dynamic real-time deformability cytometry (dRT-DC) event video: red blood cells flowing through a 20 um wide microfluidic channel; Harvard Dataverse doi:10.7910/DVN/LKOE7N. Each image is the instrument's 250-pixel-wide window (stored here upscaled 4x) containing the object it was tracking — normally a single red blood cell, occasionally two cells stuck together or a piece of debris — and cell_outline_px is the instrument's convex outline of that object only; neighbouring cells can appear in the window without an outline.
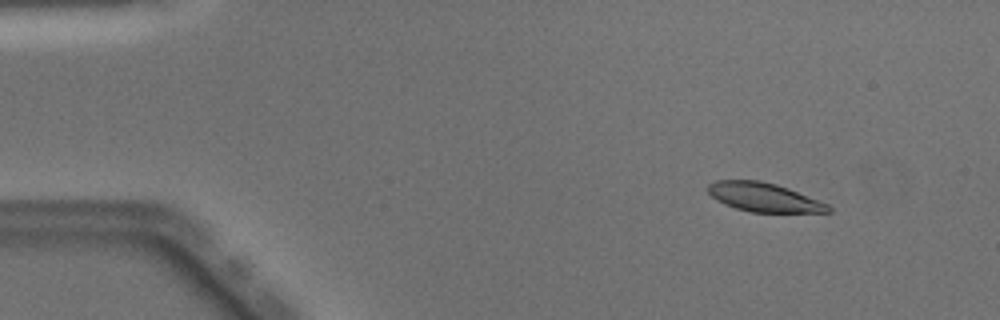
{"species": "Egyptian fruit bat (a non-hibernating species)", "species_latin": "Rousettus aegyptiacus", "temperature_condition": "warm", "stored_images_in_passage": 46, "camera_frame_rate_fps": 3000, "um_per_image_px": 0.085, "animal": {"sex": "male"}, "frame": {"image": 1, "passage_image": 2, "time_ms": 0.333, "image_size_px": [1000, 320], "cell_outline_px": [[832, 212], [752, 212], [736, 208], [724, 204], [716, 200], [708, 192], [708, 184], [716, 180], [760, 180], [776, 184], [788, 188], [828, 204], [832, 208]], "centroid_in_image_um": [64.92, 16.76], "position_along_channel_um": 20.1, "area_um2": 20.17}}
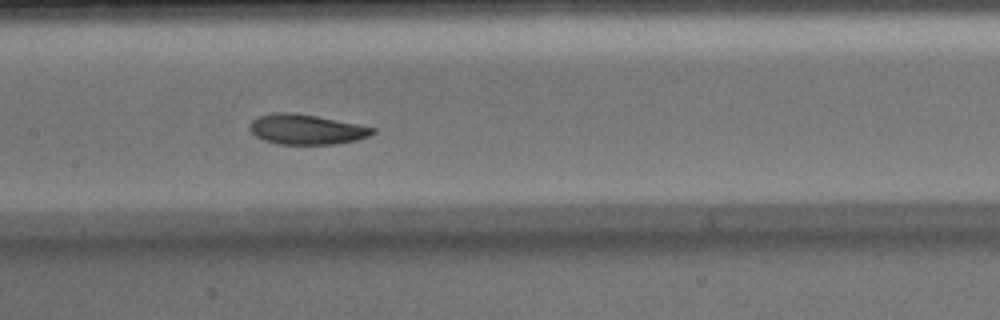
{"frame": {"image": 2, "passage_image": 21, "time_ms": 6.667, "image_size_px": [1000, 320], "cell_outline_px": [[376, 132], [368, 136], [356, 140], [336, 144], [280, 144], [264, 140], [256, 136], [248, 128], [252, 120], [256, 116], [272, 112], [292, 112], [316, 116], [376, 128]], "centroid_in_image_um": [26.0, 10.99], "position_along_channel_um": 181.4, "area_um2": 21.5}}
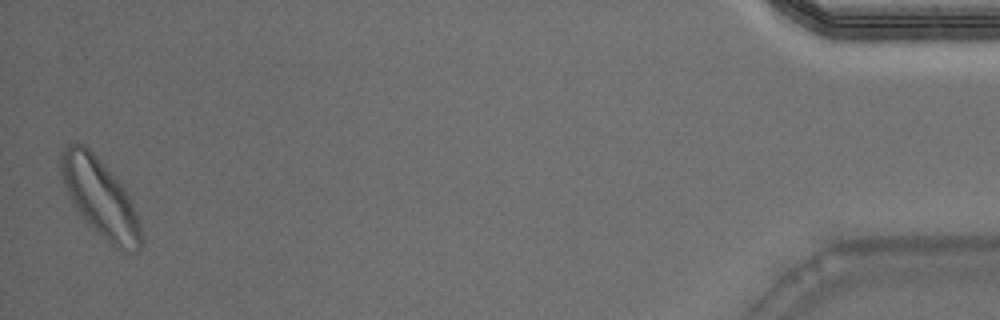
{"frame": {"image": 3, "passage_image": 46, "time_ms": 15.0, "image_size_px": [1000, 320], "cell_outline_px": [[140, 248], [136, 252], [120, 252], [96, 232], [88, 224], [72, 204], [68, 196], [60, 172], [60, 152], [72, 144], [84, 144], [96, 156], [124, 188], [136, 212], [140, 224]], "centroid_in_image_um": [8.49, 16.85], "position_along_channel_um": 426.7, "area_um2": 35.89}, "authors_computed_cell_mechanics": {"area_um2": 21.9929, "velocity_mm_per_s": 3.9979, "shape_relaxation_time_tau1_ms": 1.9007, "shape_relaxation_time_tau2_ms": 3.0283, "deformation_change_tau1": 0.1364, "deformation_change_tau2": 0.1011}}